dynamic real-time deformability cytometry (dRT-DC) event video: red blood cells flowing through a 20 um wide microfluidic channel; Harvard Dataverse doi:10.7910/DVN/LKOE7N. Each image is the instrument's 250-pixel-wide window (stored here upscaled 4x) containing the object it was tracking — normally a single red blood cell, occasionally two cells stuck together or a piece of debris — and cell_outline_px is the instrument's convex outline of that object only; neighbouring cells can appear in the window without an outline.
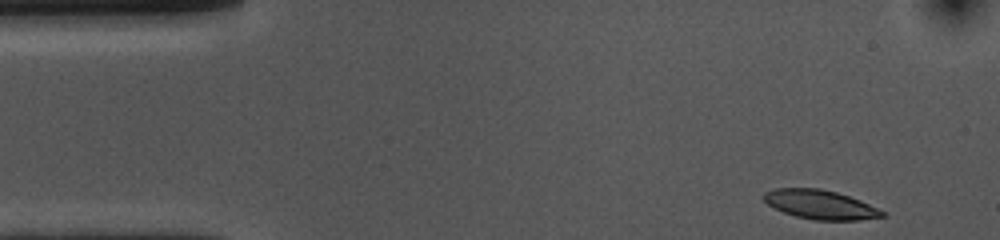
{"species": "common noctule bat (a hibernating species)", "species_latin": "Nyctalus noctula", "temperature_condition": "cold", "stored_images_in_passage": 41, "camera_frame_rate_fps": 3000, "um_per_image_px": 0.085, "animal": {"sex": "female", "body_mass_g": 10.0, "forearm_length_mm": 53.1}, "frame": {"image": 1, "passage_image": 1, "time_ms": 0.0, "image_size_px": [1000, 240], "cell_outline_px": [[884, 216], [860, 220], [812, 220], [796, 216], [784, 212], [768, 204], [764, 200], [764, 192], [776, 188], [820, 188], [836, 192], [860, 200], [884, 212]], "centroid_in_image_um": [69.7, 17.39], "position_along_channel_um": 15.3, "area_um2": 19.83}}
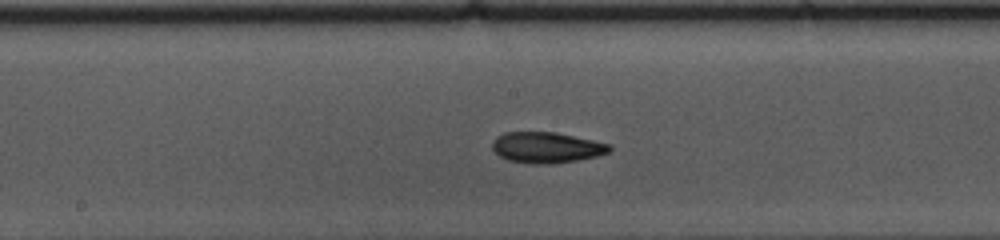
{"frame": {"image": 2, "passage_image": 23, "time_ms": 7.333, "image_size_px": [1000, 240], "cell_outline_px": [[612, 152], [596, 156], [576, 160], [552, 164], [532, 164], [508, 160], [500, 156], [492, 148], [492, 140], [496, 136], [504, 132], [556, 132], [612, 144]], "centroid_in_image_um": [46.47, 12.53], "position_along_channel_um": 201.7, "area_um2": 21.27}}
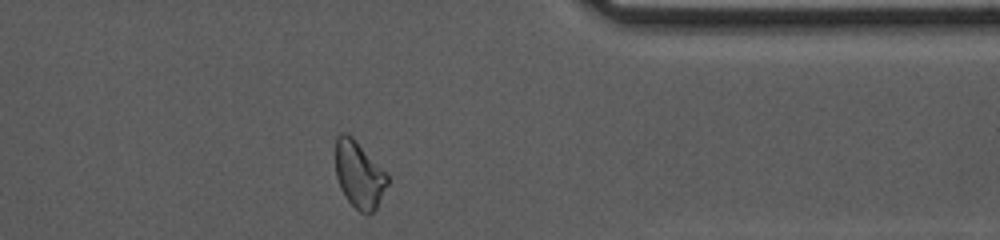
{"frame": {"image": 3, "passage_image": 39, "time_ms": 12.667, "image_size_px": [1000, 240], "cell_outline_px": [[388, 184], [376, 208], [368, 216], [360, 212], [344, 196], [340, 188], [336, 176], [336, 136], [340, 132], [348, 132], [388, 172]], "centroid_in_image_um": [30.53, 14.82], "position_along_channel_um": 380.9, "area_um2": 20.58}, "authors_computed_cell_mechanics": {"area_um2": 20.7502, "velocity_mm_per_s": 3.6515, "shape_relaxation_time_tau1_ms": 10.9759, "shape_relaxation_time_tau2_ms": 3.9158, "deformation_change_tau1": 0.2258, "deformation_change_tau2": 0.0979}}